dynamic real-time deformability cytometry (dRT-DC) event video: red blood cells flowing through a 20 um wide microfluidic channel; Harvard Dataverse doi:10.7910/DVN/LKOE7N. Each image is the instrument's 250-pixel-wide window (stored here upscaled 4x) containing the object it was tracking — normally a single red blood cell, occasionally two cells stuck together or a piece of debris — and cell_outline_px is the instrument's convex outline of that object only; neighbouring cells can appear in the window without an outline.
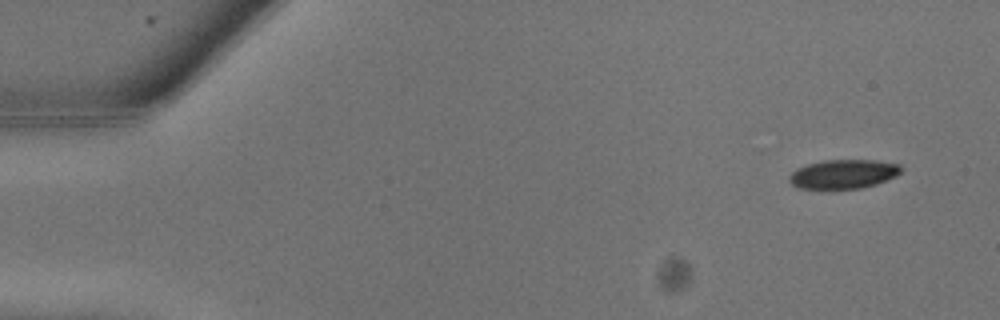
{"species": "common noctule bat (a hibernating species)", "species_latin": "Nyctalus noctula", "temperature_condition": "warm", "stored_images_in_passage": 9, "camera_frame_rate_fps": 3000, "um_per_image_px": 0.085, "animal": {"sex": "male", "body_mass_g": 13.3}, "frame": {"image": 1, "passage_image": 2, "time_ms": 0.333, "image_size_px": [1000, 320], "cell_outline_px": [[904, 168], [896, 176], [876, 184], [860, 188], [796, 188], [788, 180], [788, 176], [796, 168], [808, 164], [824, 160], [876, 160], [900, 164]], "centroid_in_image_um": [71.69, 14.78], "position_along_channel_um": 13.3, "area_um2": 18.96}}
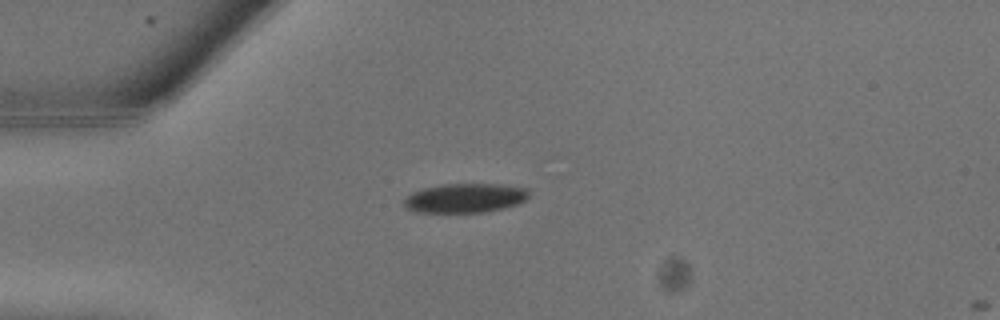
{"frame": {"image": 2, "passage_image": 7, "time_ms": 2.0, "image_size_px": [1000, 320], "cell_outline_px": [[528, 196], [524, 200], [516, 204], [504, 208], [484, 212], [416, 212], [408, 208], [404, 204], [404, 200], [412, 192], [424, 188], [440, 184], [500, 184], [528, 188]], "centroid_in_image_um": [39.54, 16.82], "position_along_channel_um": 45.5, "area_um2": 21.15}}